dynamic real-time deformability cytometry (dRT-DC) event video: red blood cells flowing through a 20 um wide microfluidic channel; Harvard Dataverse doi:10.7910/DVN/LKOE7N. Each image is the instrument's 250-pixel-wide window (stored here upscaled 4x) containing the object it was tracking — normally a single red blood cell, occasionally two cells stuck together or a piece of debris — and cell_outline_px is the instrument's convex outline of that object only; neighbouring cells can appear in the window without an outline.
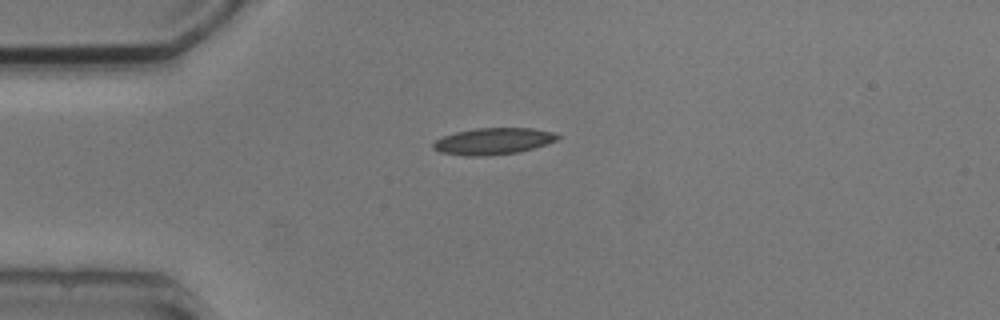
{"species": "common noctule bat (a hibernating species)", "species_latin": "Nyctalus noctula", "temperature_condition": "cold", "stored_images_in_passage": 3, "camera_frame_rate_fps": 3000, "um_per_image_px": 0.085, "animal": {"sex": "male", "body_mass_g": 20.5, "forearm_length_mm": 52.5}, "frame": {"image": 1, "passage_image": 1, "time_ms": 0.0, "image_size_px": [1000, 320], "cell_outline_px": [[560, 136], [556, 140], [532, 148], [516, 152], [484, 156], [464, 156], [440, 152], [432, 148], [432, 144], [436, 140], [444, 136], [456, 132], [476, 128], [532, 128], [552, 132]], "centroid_in_image_um": [41.87, 12.0], "position_along_channel_um": 43.1, "area_um2": 19.02}}